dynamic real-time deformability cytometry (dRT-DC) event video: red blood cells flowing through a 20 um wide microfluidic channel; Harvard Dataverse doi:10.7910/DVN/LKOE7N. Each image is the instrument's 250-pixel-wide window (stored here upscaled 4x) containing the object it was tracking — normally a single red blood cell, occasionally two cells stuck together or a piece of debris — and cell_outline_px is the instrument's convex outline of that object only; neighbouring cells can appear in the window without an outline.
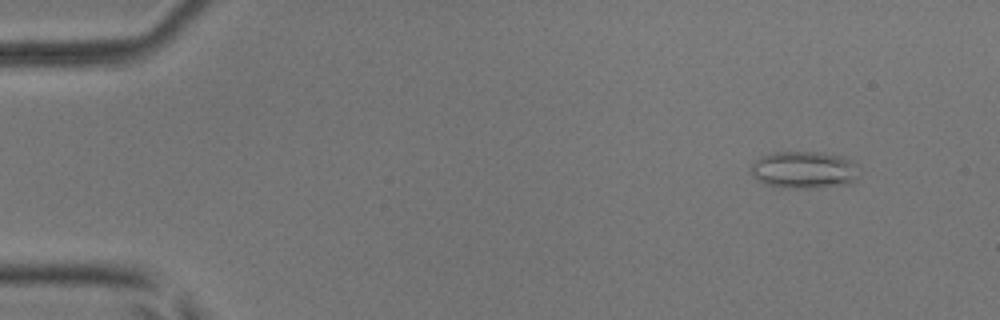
{"species": "common noctule bat (a hibernating species)", "species_latin": "Nyctalus noctula", "temperature_condition": "room temperature", "stored_images_in_passage": 54, "camera_frame_rate_fps": 3000, "um_per_image_px": 0.085, "animal": {"sex": "male", "body_mass_g": 17.9, "forearm_length_mm": 54.2}, "frame": {"image": 1, "passage_image": 6, "time_ms": 1.667, "image_size_px": [1000, 320], "cell_outline_px": [[856, 180], [848, 184], [804, 188], [788, 188], [764, 184], [756, 180], [752, 176], [752, 164], [760, 156], [772, 152], [824, 152], [840, 156], [856, 164]], "centroid_in_image_um": [68.29, 14.43], "position_along_channel_um": 16.7, "area_um2": 23.29}}
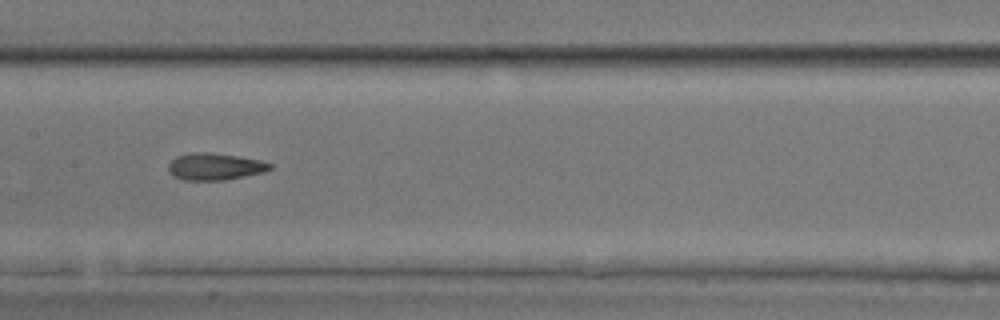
{"frame": {"image": 2, "passage_image": 28, "time_ms": 9.0, "image_size_px": [1000, 320], "cell_outline_px": [[272, 168], [264, 172], [224, 180], [184, 180], [172, 176], [168, 172], [168, 164], [176, 156], [192, 152], [204, 152], [240, 156], [260, 160], [272, 164]], "centroid_in_image_um": [18.24, 14.16], "position_along_channel_um": 189.2, "area_um2": 16.01}}
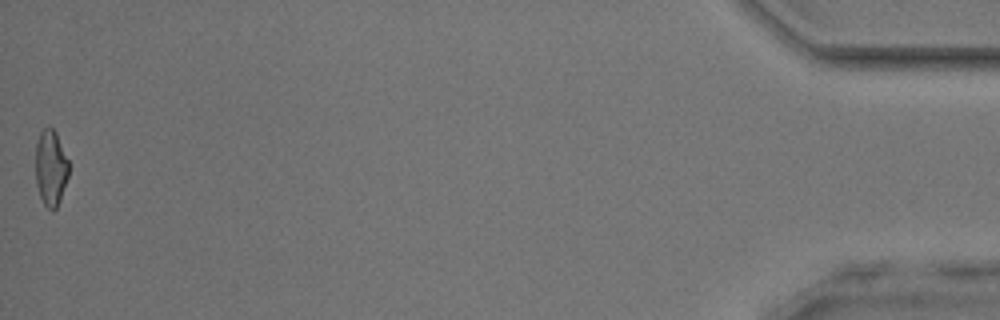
{"frame": {"image": 3, "passage_image": 54, "time_ms": 17.667, "image_size_px": [1000, 320], "cell_outline_px": [[68, 176], [60, 200], [56, 208], [52, 212], [44, 204], [40, 196], [36, 184], [36, 144], [40, 132], [48, 124], [56, 132], [68, 160]], "centroid_in_image_um": [4.31, 14.26], "position_along_channel_um": 430.9, "area_um2": 14.68}, "authors_computed_cell_mechanics": {"area_um2": 16.0684, "velocity_mm_per_s": 3.8928, "shape_relaxation_time_tau1_ms": 6.4903, "shape_relaxation_time_tau2_ms": 2.7462, "deformation_change_tau1": 0.1538, "deformation_change_tau2": 0.1211}}